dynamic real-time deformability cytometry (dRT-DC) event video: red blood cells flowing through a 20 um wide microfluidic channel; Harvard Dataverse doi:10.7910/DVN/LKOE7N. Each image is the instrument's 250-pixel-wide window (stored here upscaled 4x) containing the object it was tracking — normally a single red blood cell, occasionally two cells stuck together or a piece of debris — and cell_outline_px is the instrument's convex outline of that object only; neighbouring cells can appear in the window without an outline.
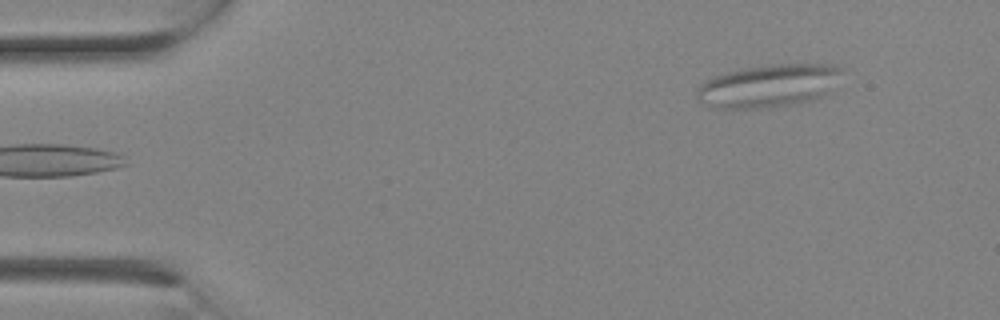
{"species": "Egyptian fruit bat (a non-hibernating species)", "species_latin": "Rousettus aegyptiacus", "temperature_condition": "room temperature", "stored_images_in_passage": 3, "camera_frame_rate_fps": 3000, "um_per_image_px": 0.085, "animal": {"sex": "female"}, "frame": {"image": 1, "passage_image": 3, "time_ms": 0.667, "image_size_px": [1000, 320], "cell_outline_px": [[844, 68], [840, 88], [824, 96], [808, 100], [788, 104], [756, 108], [712, 108], [704, 104], [696, 96], [696, 88], [700, 84], [712, 76], [744, 68], [764, 64], [836, 64]], "centroid_in_image_um": [65.44, 7.26], "position_along_channel_um": 19.6, "area_um2": 36.99}}